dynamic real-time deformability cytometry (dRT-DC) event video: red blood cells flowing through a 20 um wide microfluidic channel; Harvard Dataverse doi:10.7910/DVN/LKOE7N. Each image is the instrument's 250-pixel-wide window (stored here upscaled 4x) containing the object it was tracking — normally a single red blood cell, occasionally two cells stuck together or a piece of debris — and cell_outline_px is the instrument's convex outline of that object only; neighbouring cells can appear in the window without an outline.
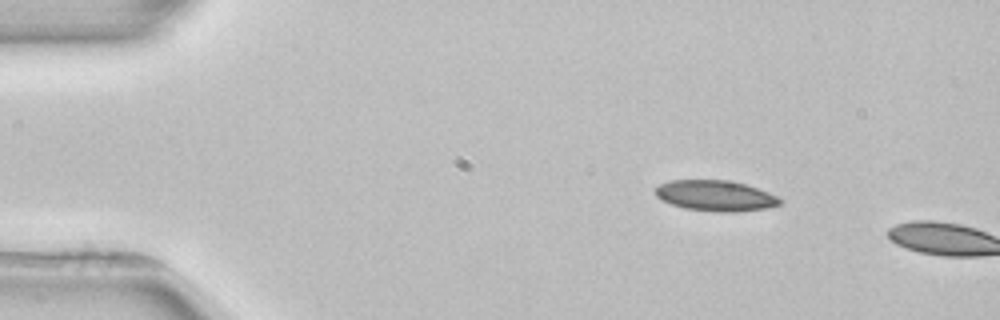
{"species": "common noctule bat (a hibernating species)", "species_latin": "Nyctalus noctula", "temperature_condition": "room temperature", "stored_images_in_passage": 2, "camera_frame_rate_fps": 3000, "um_per_image_px": 0.085, "animal": {"sex": "female", "body_mass_g": 22.7, "forearm_length_mm": 54.2}, "frame": {"image": 1, "passage_image": 1, "time_ms": 0.0, "image_size_px": [1000, 320], "cell_outline_px": [[780, 204], [764, 208], [736, 212], [720, 212], [684, 208], [672, 204], [656, 196], [656, 188], [660, 184], [668, 180], [724, 180], [744, 184], [768, 192], [776, 196], [780, 200]], "centroid_in_image_um": [60.78, 16.63], "position_along_channel_um": 24.2, "area_um2": 21.85}}